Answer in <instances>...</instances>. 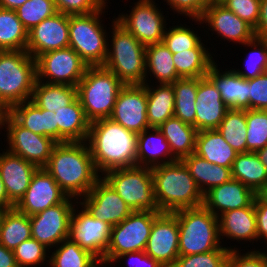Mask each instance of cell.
Returning a JSON list of instances; mask_svg holds the SVG:
<instances>
[{"mask_svg":"<svg viewBox=\"0 0 267 267\" xmlns=\"http://www.w3.org/2000/svg\"><path fill=\"white\" fill-rule=\"evenodd\" d=\"M43 168L68 197L77 201L86 196L102 177L95 167L87 142L57 143Z\"/></svg>","mask_w":267,"mask_h":267,"instance_id":"6da1fadb","label":"cell"},{"mask_svg":"<svg viewBox=\"0 0 267 267\" xmlns=\"http://www.w3.org/2000/svg\"><path fill=\"white\" fill-rule=\"evenodd\" d=\"M138 134L110 118L90 123L87 143L97 171L136 166Z\"/></svg>","mask_w":267,"mask_h":267,"instance_id":"7a4b0ae2","label":"cell"},{"mask_svg":"<svg viewBox=\"0 0 267 267\" xmlns=\"http://www.w3.org/2000/svg\"><path fill=\"white\" fill-rule=\"evenodd\" d=\"M151 171L160 212L173 213L203 205L204 195L182 160L154 166Z\"/></svg>","mask_w":267,"mask_h":267,"instance_id":"3957f363","label":"cell"},{"mask_svg":"<svg viewBox=\"0 0 267 267\" xmlns=\"http://www.w3.org/2000/svg\"><path fill=\"white\" fill-rule=\"evenodd\" d=\"M111 29V44L108 42L103 66L124 85H143L146 75V46L121 26L116 18L112 21Z\"/></svg>","mask_w":267,"mask_h":267,"instance_id":"277c9868","label":"cell"},{"mask_svg":"<svg viewBox=\"0 0 267 267\" xmlns=\"http://www.w3.org/2000/svg\"><path fill=\"white\" fill-rule=\"evenodd\" d=\"M174 213L178 220L180 256L206 253L218 248L239 250L236 246L221 245L218 217L203 205Z\"/></svg>","mask_w":267,"mask_h":267,"instance_id":"5b68a950","label":"cell"},{"mask_svg":"<svg viewBox=\"0 0 267 267\" xmlns=\"http://www.w3.org/2000/svg\"><path fill=\"white\" fill-rule=\"evenodd\" d=\"M36 80V59L27 51H0V102L8 110L31 100Z\"/></svg>","mask_w":267,"mask_h":267,"instance_id":"8992f818","label":"cell"},{"mask_svg":"<svg viewBox=\"0 0 267 267\" xmlns=\"http://www.w3.org/2000/svg\"><path fill=\"white\" fill-rule=\"evenodd\" d=\"M124 84L104 66H88L77 84V98L90 121L109 118Z\"/></svg>","mask_w":267,"mask_h":267,"instance_id":"52a82bcc","label":"cell"},{"mask_svg":"<svg viewBox=\"0 0 267 267\" xmlns=\"http://www.w3.org/2000/svg\"><path fill=\"white\" fill-rule=\"evenodd\" d=\"M106 6L88 14L69 15V47L88 66H103L107 56L109 34L101 20Z\"/></svg>","mask_w":267,"mask_h":267,"instance_id":"ba28073f","label":"cell"},{"mask_svg":"<svg viewBox=\"0 0 267 267\" xmlns=\"http://www.w3.org/2000/svg\"><path fill=\"white\" fill-rule=\"evenodd\" d=\"M102 176L133 211L160 212L150 167L115 168Z\"/></svg>","mask_w":267,"mask_h":267,"instance_id":"9c48e42d","label":"cell"},{"mask_svg":"<svg viewBox=\"0 0 267 267\" xmlns=\"http://www.w3.org/2000/svg\"><path fill=\"white\" fill-rule=\"evenodd\" d=\"M160 213L133 211L122 222L112 226L109 245L103 260L112 263L117 256L123 253L144 251L154 219Z\"/></svg>","mask_w":267,"mask_h":267,"instance_id":"30bf717a","label":"cell"},{"mask_svg":"<svg viewBox=\"0 0 267 267\" xmlns=\"http://www.w3.org/2000/svg\"><path fill=\"white\" fill-rule=\"evenodd\" d=\"M87 67L71 47L51 50L36 58L37 81L76 87Z\"/></svg>","mask_w":267,"mask_h":267,"instance_id":"8fae6325","label":"cell"},{"mask_svg":"<svg viewBox=\"0 0 267 267\" xmlns=\"http://www.w3.org/2000/svg\"><path fill=\"white\" fill-rule=\"evenodd\" d=\"M6 129L8 151L43 168L57 144L50 137L33 133L22 127L9 113L1 120L0 129Z\"/></svg>","mask_w":267,"mask_h":267,"instance_id":"7c38bea8","label":"cell"},{"mask_svg":"<svg viewBox=\"0 0 267 267\" xmlns=\"http://www.w3.org/2000/svg\"><path fill=\"white\" fill-rule=\"evenodd\" d=\"M133 4L132 11L120 13L116 21L145 46L161 43L167 25L163 11L154 0H138Z\"/></svg>","mask_w":267,"mask_h":267,"instance_id":"4fadbf2b","label":"cell"},{"mask_svg":"<svg viewBox=\"0 0 267 267\" xmlns=\"http://www.w3.org/2000/svg\"><path fill=\"white\" fill-rule=\"evenodd\" d=\"M74 199V202H73ZM67 197L62 203L29 216L31 235L48 249L56 247L69 236L71 217L78 201ZM73 204V205H72Z\"/></svg>","mask_w":267,"mask_h":267,"instance_id":"5bb4252c","label":"cell"},{"mask_svg":"<svg viewBox=\"0 0 267 267\" xmlns=\"http://www.w3.org/2000/svg\"><path fill=\"white\" fill-rule=\"evenodd\" d=\"M76 206L72 212L68 238L98 260H103L109 245L112 226L94 217L83 205L80 204L82 207L80 210H77L78 205Z\"/></svg>","mask_w":267,"mask_h":267,"instance_id":"9a60e30c","label":"cell"},{"mask_svg":"<svg viewBox=\"0 0 267 267\" xmlns=\"http://www.w3.org/2000/svg\"><path fill=\"white\" fill-rule=\"evenodd\" d=\"M144 251L163 267H173L179 256V228L174 212H161L154 219Z\"/></svg>","mask_w":267,"mask_h":267,"instance_id":"2e32d148","label":"cell"},{"mask_svg":"<svg viewBox=\"0 0 267 267\" xmlns=\"http://www.w3.org/2000/svg\"><path fill=\"white\" fill-rule=\"evenodd\" d=\"M109 118L137 134L150 128L147 121L146 84L124 85Z\"/></svg>","mask_w":267,"mask_h":267,"instance_id":"e0dca14e","label":"cell"},{"mask_svg":"<svg viewBox=\"0 0 267 267\" xmlns=\"http://www.w3.org/2000/svg\"><path fill=\"white\" fill-rule=\"evenodd\" d=\"M83 197L77 204L83 205L94 217L111 226L119 224L133 212L103 177Z\"/></svg>","mask_w":267,"mask_h":267,"instance_id":"ac0fdd59","label":"cell"},{"mask_svg":"<svg viewBox=\"0 0 267 267\" xmlns=\"http://www.w3.org/2000/svg\"><path fill=\"white\" fill-rule=\"evenodd\" d=\"M67 197L54 178L44 168H38L24 196L14 207L31 216L62 203Z\"/></svg>","mask_w":267,"mask_h":267,"instance_id":"d6986e66","label":"cell"},{"mask_svg":"<svg viewBox=\"0 0 267 267\" xmlns=\"http://www.w3.org/2000/svg\"><path fill=\"white\" fill-rule=\"evenodd\" d=\"M69 47V15L57 12L28 31L26 51L33 57Z\"/></svg>","mask_w":267,"mask_h":267,"instance_id":"ffe728a7","label":"cell"},{"mask_svg":"<svg viewBox=\"0 0 267 267\" xmlns=\"http://www.w3.org/2000/svg\"><path fill=\"white\" fill-rule=\"evenodd\" d=\"M193 20L208 24L210 31L229 42L244 45L255 38L254 28L221 3L212 2L200 19Z\"/></svg>","mask_w":267,"mask_h":267,"instance_id":"44dd1931","label":"cell"},{"mask_svg":"<svg viewBox=\"0 0 267 267\" xmlns=\"http://www.w3.org/2000/svg\"><path fill=\"white\" fill-rule=\"evenodd\" d=\"M195 105L197 131L217 129L229 110L219 90L207 76L199 77Z\"/></svg>","mask_w":267,"mask_h":267,"instance_id":"7402d4cb","label":"cell"},{"mask_svg":"<svg viewBox=\"0 0 267 267\" xmlns=\"http://www.w3.org/2000/svg\"><path fill=\"white\" fill-rule=\"evenodd\" d=\"M256 193L239 180L231 179L204 194L203 206L215 216L223 212L250 206Z\"/></svg>","mask_w":267,"mask_h":267,"instance_id":"603a6c76","label":"cell"},{"mask_svg":"<svg viewBox=\"0 0 267 267\" xmlns=\"http://www.w3.org/2000/svg\"><path fill=\"white\" fill-rule=\"evenodd\" d=\"M37 169L36 165L7 149L0 153V176L8 198L14 205L24 196Z\"/></svg>","mask_w":267,"mask_h":267,"instance_id":"cb8c5ba5","label":"cell"},{"mask_svg":"<svg viewBox=\"0 0 267 267\" xmlns=\"http://www.w3.org/2000/svg\"><path fill=\"white\" fill-rule=\"evenodd\" d=\"M206 76L219 90L224 104L229 109L249 110L248 80L239 76L232 68L220 72L214 62Z\"/></svg>","mask_w":267,"mask_h":267,"instance_id":"d4e9b609","label":"cell"},{"mask_svg":"<svg viewBox=\"0 0 267 267\" xmlns=\"http://www.w3.org/2000/svg\"><path fill=\"white\" fill-rule=\"evenodd\" d=\"M8 113L24 128L50 137L58 143V124L55 112L39 108L31 100L12 106Z\"/></svg>","mask_w":267,"mask_h":267,"instance_id":"484cf974","label":"cell"},{"mask_svg":"<svg viewBox=\"0 0 267 267\" xmlns=\"http://www.w3.org/2000/svg\"><path fill=\"white\" fill-rule=\"evenodd\" d=\"M174 161L177 159L159 128L150 127L138 134L136 166L152 168Z\"/></svg>","mask_w":267,"mask_h":267,"instance_id":"4316f807","label":"cell"},{"mask_svg":"<svg viewBox=\"0 0 267 267\" xmlns=\"http://www.w3.org/2000/svg\"><path fill=\"white\" fill-rule=\"evenodd\" d=\"M220 239L227 237L237 241L257 242L256 213L254 202L248 207H242L218 216ZM224 236V237H222Z\"/></svg>","mask_w":267,"mask_h":267,"instance_id":"83f0119b","label":"cell"},{"mask_svg":"<svg viewBox=\"0 0 267 267\" xmlns=\"http://www.w3.org/2000/svg\"><path fill=\"white\" fill-rule=\"evenodd\" d=\"M54 112L58 124V143L87 141L91 122L86 118L78 98Z\"/></svg>","mask_w":267,"mask_h":267,"instance_id":"f1b7e54d","label":"cell"},{"mask_svg":"<svg viewBox=\"0 0 267 267\" xmlns=\"http://www.w3.org/2000/svg\"><path fill=\"white\" fill-rule=\"evenodd\" d=\"M194 153L210 163L228 168H232L238 154L216 129L197 132Z\"/></svg>","mask_w":267,"mask_h":267,"instance_id":"f546056e","label":"cell"},{"mask_svg":"<svg viewBox=\"0 0 267 267\" xmlns=\"http://www.w3.org/2000/svg\"><path fill=\"white\" fill-rule=\"evenodd\" d=\"M182 162L188 168L203 195L211 188L232 179L231 168L210 163L195 153L184 157Z\"/></svg>","mask_w":267,"mask_h":267,"instance_id":"4dcf8cb0","label":"cell"},{"mask_svg":"<svg viewBox=\"0 0 267 267\" xmlns=\"http://www.w3.org/2000/svg\"><path fill=\"white\" fill-rule=\"evenodd\" d=\"M146 84L147 121L149 127L159 128L167 119L174 117L175 96L172 84L156 87ZM152 87V88H151Z\"/></svg>","mask_w":267,"mask_h":267,"instance_id":"1f68e13d","label":"cell"},{"mask_svg":"<svg viewBox=\"0 0 267 267\" xmlns=\"http://www.w3.org/2000/svg\"><path fill=\"white\" fill-rule=\"evenodd\" d=\"M160 131L169 143L172 155L182 160L195 152L197 130L194 126L176 117L167 119L160 127Z\"/></svg>","mask_w":267,"mask_h":267,"instance_id":"d6a6232c","label":"cell"},{"mask_svg":"<svg viewBox=\"0 0 267 267\" xmlns=\"http://www.w3.org/2000/svg\"><path fill=\"white\" fill-rule=\"evenodd\" d=\"M145 59V83L149 82L147 81L149 74L150 78L154 76L153 78L157 79L159 84H172L180 79L175 70L173 54L162 42L147 45L145 48Z\"/></svg>","mask_w":267,"mask_h":267,"instance_id":"836d02e7","label":"cell"},{"mask_svg":"<svg viewBox=\"0 0 267 267\" xmlns=\"http://www.w3.org/2000/svg\"><path fill=\"white\" fill-rule=\"evenodd\" d=\"M205 48L201 41L195 48L187 51H179L173 54L176 73L179 78H199L204 77L215 62L212 54Z\"/></svg>","mask_w":267,"mask_h":267,"instance_id":"e575fe53","label":"cell"},{"mask_svg":"<svg viewBox=\"0 0 267 267\" xmlns=\"http://www.w3.org/2000/svg\"><path fill=\"white\" fill-rule=\"evenodd\" d=\"M77 99V88L65 84L35 82L31 101L39 108L55 111L65 108Z\"/></svg>","mask_w":267,"mask_h":267,"instance_id":"d590c367","label":"cell"},{"mask_svg":"<svg viewBox=\"0 0 267 267\" xmlns=\"http://www.w3.org/2000/svg\"><path fill=\"white\" fill-rule=\"evenodd\" d=\"M232 179L257 193L267 184V170L255 152L238 153L231 168Z\"/></svg>","mask_w":267,"mask_h":267,"instance_id":"8d00e7d4","label":"cell"},{"mask_svg":"<svg viewBox=\"0 0 267 267\" xmlns=\"http://www.w3.org/2000/svg\"><path fill=\"white\" fill-rule=\"evenodd\" d=\"M30 238L32 235L29 216L15 207L8 209L0 226V243L13 251L20 243Z\"/></svg>","mask_w":267,"mask_h":267,"instance_id":"74e56055","label":"cell"},{"mask_svg":"<svg viewBox=\"0 0 267 267\" xmlns=\"http://www.w3.org/2000/svg\"><path fill=\"white\" fill-rule=\"evenodd\" d=\"M198 84L199 78H180L172 83L175 96L174 117L194 128Z\"/></svg>","mask_w":267,"mask_h":267,"instance_id":"f35d334b","label":"cell"},{"mask_svg":"<svg viewBox=\"0 0 267 267\" xmlns=\"http://www.w3.org/2000/svg\"><path fill=\"white\" fill-rule=\"evenodd\" d=\"M28 31L15 10L0 7V51H26Z\"/></svg>","mask_w":267,"mask_h":267,"instance_id":"ab89813d","label":"cell"},{"mask_svg":"<svg viewBox=\"0 0 267 267\" xmlns=\"http://www.w3.org/2000/svg\"><path fill=\"white\" fill-rule=\"evenodd\" d=\"M216 130L237 153L247 152L246 110L229 109Z\"/></svg>","mask_w":267,"mask_h":267,"instance_id":"60d3db41","label":"cell"},{"mask_svg":"<svg viewBox=\"0 0 267 267\" xmlns=\"http://www.w3.org/2000/svg\"><path fill=\"white\" fill-rule=\"evenodd\" d=\"M56 248L48 258L49 267H92L98 260L69 238L63 240Z\"/></svg>","mask_w":267,"mask_h":267,"instance_id":"b9f144b4","label":"cell"},{"mask_svg":"<svg viewBox=\"0 0 267 267\" xmlns=\"http://www.w3.org/2000/svg\"><path fill=\"white\" fill-rule=\"evenodd\" d=\"M24 28L29 31L44 19L50 18L58 11L54 0H27L15 9Z\"/></svg>","mask_w":267,"mask_h":267,"instance_id":"7bdbcfd3","label":"cell"},{"mask_svg":"<svg viewBox=\"0 0 267 267\" xmlns=\"http://www.w3.org/2000/svg\"><path fill=\"white\" fill-rule=\"evenodd\" d=\"M247 152H257L267 145V110H246Z\"/></svg>","mask_w":267,"mask_h":267,"instance_id":"ee69618b","label":"cell"},{"mask_svg":"<svg viewBox=\"0 0 267 267\" xmlns=\"http://www.w3.org/2000/svg\"><path fill=\"white\" fill-rule=\"evenodd\" d=\"M244 46L251 47L248 57L244 61L245 71L233 69L244 79H253L267 72V40L254 38ZM253 48V49H252ZM255 48V49H254ZM247 69V70H246Z\"/></svg>","mask_w":267,"mask_h":267,"instance_id":"f6af8a7d","label":"cell"},{"mask_svg":"<svg viewBox=\"0 0 267 267\" xmlns=\"http://www.w3.org/2000/svg\"><path fill=\"white\" fill-rule=\"evenodd\" d=\"M13 252L18 267H36V265L41 266L46 262V265H49V259L47 258L50 256L47 253H50V251L36 239L30 238L23 241Z\"/></svg>","mask_w":267,"mask_h":267,"instance_id":"bcb514c9","label":"cell"},{"mask_svg":"<svg viewBox=\"0 0 267 267\" xmlns=\"http://www.w3.org/2000/svg\"><path fill=\"white\" fill-rule=\"evenodd\" d=\"M169 29V30H168ZM191 28L180 24L165 28L162 43L172 54L195 48L202 40Z\"/></svg>","mask_w":267,"mask_h":267,"instance_id":"7dc6e473","label":"cell"},{"mask_svg":"<svg viewBox=\"0 0 267 267\" xmlns=\"http://www.w3.org/2000/svg\"><path fill=\"white\" fill-rule=\"evenodd\" d=\"M230 250H216L193 255L178 256L173 267H227V257Z\"/></svg>","mask_w":267,"mask_h":267,"instance_id":"c3c4849f","label":"cell"},{"mask_svg":"<svg viewBox=\"0 0 267 267\" xmlns=\"http://www.w3.org/2000/svg\"><path fill=\"white\" fill-rule=\"evenodd\" d=\"M221 4L253 28L256 27L260 14V0H224Z\"/></svg>","mask_w":267,"mask_h":267,"instance_id":"681fc988","label":"cell"},{"mask_svg":"<svg viewBox=\"0 0 267 267\" xmlns=\"http://www.w3.org/2000/svg\"><path fill=\"white\" fill-rule=\"evenodd\" d=\"M58 12L67 15L88 14L102 9L107 0H54Z\"/></svg>","mask_w":267,"mask_h":267,"instance_id":"f907efd6","label":"cell"},{"mask_svg":"<svg viewBox=\"0 0 267 267\" xmlns=\"http://www.w3.org/2000/svg\"><path fill=\"white\" fill-rule=\"evenodd\" d=\"M249 109L267 110V72L248 80Z\"/></svg>","mask_w":267,"mask_h":267,"instance_id":"816d5d0a","label":"cell"},{"mask_svg":"<svg viewBox=\"0 0 267 267\" xmlns=\"http://www.w3.org/2000/svg\"><path fill=\"white\" fill-rule=\"evenodd\" d=\"M173 11L189 17L190 19H200L202 14L213 2L212 0H164Z\"/></svg>","mask_w":267,"mask_h":267,"instance_id":"f5cc1de1","label":"cell"},{"mask_svg":"<svg viewBox=\"0 0 267 267\" xmlns=\"http://www.w3.org/2000/svg\"><path fill=\"white\" fill-rule=\"evenodd\" d=\"M227 267H264V251L253 249L241 254L238 250H231L227 257Z\"/></svg>","mask_w":267,"mask_h":267,"instance_id":"db71d44e","label":"cell"},{"mask_svg":"<svg viewBox=\"0 0 267 267\" xmlns=\"http://www.w3.org/2000/svg\"><path fill=\"white\" fill-rule=\"evenodd\" d=\"M128 257L129 267H163L157 260L147 255L145 251L127 252L117 256L113 262H118L120 259Z\"/></svg>","mask_w":267,"mask_h":267,"instance_id":"11a10c76","label":"cell"},{"mask_svg":"<svg viewBox=\"0 0 267 267\" xmlns=\"http://www.w3.org/2000/svg\"><path fill=\"white\" fill-rule=\"evenodd\" d=\"M254 210L256 213L257 241L263 238L262 240H265L264 242L267 244V205L255 197Z\"/></svg>","mask_w":267,"mask_h":267,"instance_id":"9f6ffc18","label":"cell"},{"mask_svg":"<svg viewBox=\"0 0 267 267\" xmlns=\"http://www.w3.org/2000/svg\"><path fill=\"white\" fill-rule=\"evenodd\" d=\"M255 37L267 40V0H260V14L256 27Z\"/></svg>","mask_w":267,"mask_h":267,"instance_id":"6f0895ef","label":"cell"},{"mask_svg":"<svg viewBox=\"0 0 267 267\" xmlns=\"http://www.w3.org/2000/svg\"><path fill=\"white\" fill-rule=\"evenodd\" d=\"M0 267H18L14 252L0 243Z\"/></svg>","mask_w":267,"mask_h":267,"instance_id":"680465c9","label":"cell"},{"mask_svg":"<svg viewBox=\"0 0 267 267\" xmlns=\"http://www.w3.org/2000/svg\"><path fill=\"white\" fill-rule=\"evenodd\" d=\"M0 206H3L7 209L14 208L15 206L8 198V194L6 192L1 176H0Z\"/></svg>","mask_w":267,"mask_h":267,"instance_id":"91938a15","label":"cell"},{"mask_svg":"<svg viewBox=\"0 0 267 267\" xmlns=\"http://www.w3.org/2000/svg\"><path fill=\"white\" fill-rule=\"evenodd\" d=\"M27 0H0V7L15 10L23 5Z\"/></svg>","mask_w":267,"mask_h":267,"instance_id":"94428289","label":"cell"},{"mask_svg":"<svg viewBox=\"0 0 267 267\" xmlns=\"http://www.w3.org/2000/svg\"><path fill=\"white\" fill-rule=\"evenodd\" d=\"M259 158V160L263 163L267 170V145L263 148L255 152Z\"/></svg>","mask_w":267,"mask_h":267,"instance_id":"6125c7cd","label":"cell"},{"mask_svg":"<svg viewBox=\"0 0 267 267\" xmlns=\"http://www.w3.org/2000/svg\"><path fill=\"white\" fill-rule=\"evenodd\" d=\"M256 197L267 205V184L256 193Z\"/></svg>","mask_w":267,"mask_h":267,"instance_id":"be15d7a7","label":"cell"},{"mask_svg":"<svg viewBox=\"0 0 267 267\" xmlns=\"http://www.w3.org/2000/svg\"><path fill=\"white\" fill-rule=\"evenodd\" d=\"M8 114V109L0 102V122Z\"/></svg>","mask_w":267,"mask_h":267,"instance_id":"e7e4bbea","label":"cell"},{"mask_svg":"<svg viewBox=\"0 0 267 267\" xmlns=\"http://www.w3.org/2000/svg\"><path fill=\"white\" fill-rule=\"evenodd\" d=\"M106 264H107V266L110 264L109 262H107V261H104V260H97L95 263H94V265L92 266V267H106ZM105 265V266H104Z\"/></svg>","mask_w":267,"mask_h":267,"instance_id":"03108f58","label":"cell"},{"mask_svg":"<svg viewBox=\"0 0 267 267\" xmlns=\"http://www.w3.org/2000/svg\"><path fill=\"white\" fill-rule=\"evenodd\" d=\"M8 209L3 207V206H0V226L2 224V221H3V218H4V215L6 213Z\"/></svg>","mask_w":267,"mask_h":267,"instance_id":"003e7915","label":"cell"},{"mask_svg":"<svg viewBox=\"0 0 267 267\" xmlns=\"http://www.w3.org/2000/svg\"><path fill=\"white\" fill-rule=\"evenodd\" d=\"M267 250L264 252V267H267Z\"/></svg>","mask_w":267,"mask_h":267,"instance_id":"a7ac6f4b","label":"cell"},{"mask_svg":"<svg viewBox=\"0 0 267 267\" xmlns=\"http://www.w3.org/2000/svg\"><path fill=\"white\" fill-rule=\"evenodd\" d=\"M212 1L216 3H222L224 0H212Z\"/></svg>","mask_w":267,"mask_h":267,"instance_id":"89a4df30","label":"cell"}]
</instances>
